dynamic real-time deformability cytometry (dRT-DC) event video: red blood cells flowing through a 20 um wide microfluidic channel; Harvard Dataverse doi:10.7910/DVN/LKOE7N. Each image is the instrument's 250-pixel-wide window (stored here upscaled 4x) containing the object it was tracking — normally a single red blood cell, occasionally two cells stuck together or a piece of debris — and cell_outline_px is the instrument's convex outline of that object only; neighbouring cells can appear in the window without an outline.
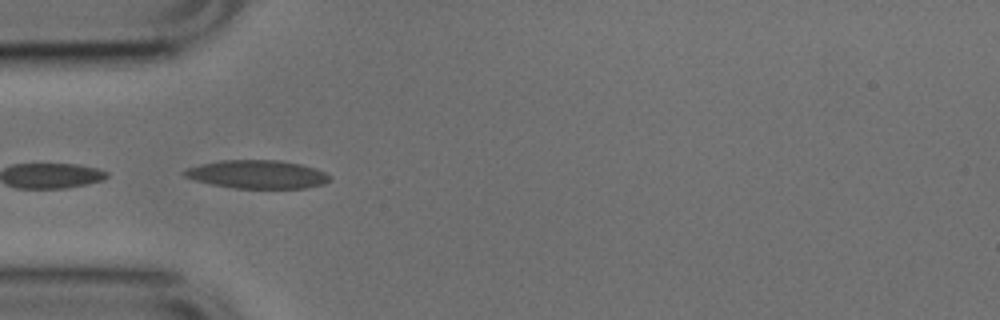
{"species": "common noctule bat (a hibernating species)", "species_latin": "Nyctalus noctula", "temperature_condition": "cold", "stored_images_in_passage": 19, "camera_frame_rate_fps": 3000, "um_per_image_px": 0.085, "animal": {"sex": "male", "body_mass_g": 17.9, "forearm_length_mm": 54.2}, "frame": {"image": 1, "passage_image": 15, "time_ms": 4.667, "image_size_px": [1000, 320], "cell_outline_px": [[332, 180], [324, 184], [304, 188], [236, 188], [212, 184], [196, 180], [184, 176], [180, 172], [188, 168], [220, 160], [280, 160], [300, 164], [316, 168], [332, 176]], "centroid_in_image_um": [21.92, 14.82], "position_along_channel_um": 63.1, "area_um2": 23.93}}